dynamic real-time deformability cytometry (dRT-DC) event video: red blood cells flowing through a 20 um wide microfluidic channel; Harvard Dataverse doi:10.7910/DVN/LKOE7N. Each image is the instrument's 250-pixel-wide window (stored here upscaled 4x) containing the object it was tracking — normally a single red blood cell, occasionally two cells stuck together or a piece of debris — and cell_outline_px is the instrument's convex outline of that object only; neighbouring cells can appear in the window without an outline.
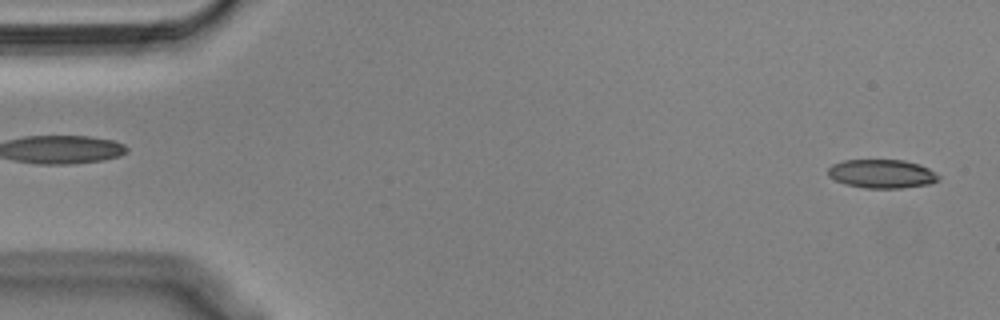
{"species": "Egyptian fruit bat (a non-hibernating species)", "species_latin": "Rousettus aegyptiacus", "temperature_condition": "cold", "stored_images_in_passage": 9, "camera_frame_rate_fps": 3000, "um_per_image_px": 0.085, "animal": {"sex": "male"}, "frame": {"image": 1, "passage_image": 1, "time_ms": 0.0, "image_size_px": [1000, 320], "cell_outline_px": [[940, 180], [928, 184], [900, 188], [868, 188], [844, 184], [828, 176], [828, 168], [832, 164], [844, 160], [904, 160], [920, 164], [928, 168], [940, 176]], "centroid_in_image_um": [74.96, 14.77], "position_along_channel_um": 10.0, "area_um2": 18.5}}